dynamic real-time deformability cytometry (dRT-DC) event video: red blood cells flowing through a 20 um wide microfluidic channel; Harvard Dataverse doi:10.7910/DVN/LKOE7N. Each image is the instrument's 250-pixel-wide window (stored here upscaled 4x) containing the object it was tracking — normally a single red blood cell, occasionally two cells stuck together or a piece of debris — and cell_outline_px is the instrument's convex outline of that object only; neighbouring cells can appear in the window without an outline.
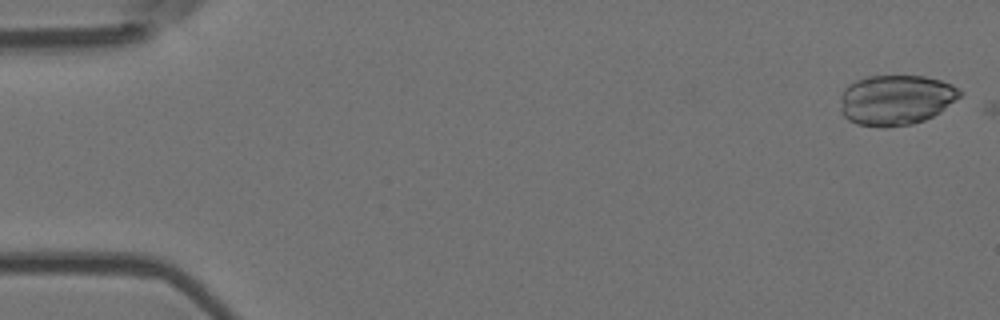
{"species": "Egyptian fruit bat (a non-hibernating species)", "species_latin": "Rousettus aegyptiacus", "temperature_condition": "room temperature", "stored_images_in_passage": 2, "camera_frame_rate_fps": 3000, "um_per_image_px": 0.085, "animal": {"sex": "female"}, "frame": {"image": 1, "passage_image": 1, "time_ms": 0.0, "image_size_px": [1000, 320], "cell_outline_px": [[964, 92], [960, 96], [940, 112], [924, 120], [912, 124], [888, 128], [884, 128], [856, 124], [848, 120], [840, 112], [840, 96], [844, 88], [848, 84], [856, 80], [868, 76], [924, 76], [940, 80], [952, 84]], "centroid_in_image_um": [76.12, 8.5], "position_along_channel_um": 8.9, "area_um2": 35.37}}